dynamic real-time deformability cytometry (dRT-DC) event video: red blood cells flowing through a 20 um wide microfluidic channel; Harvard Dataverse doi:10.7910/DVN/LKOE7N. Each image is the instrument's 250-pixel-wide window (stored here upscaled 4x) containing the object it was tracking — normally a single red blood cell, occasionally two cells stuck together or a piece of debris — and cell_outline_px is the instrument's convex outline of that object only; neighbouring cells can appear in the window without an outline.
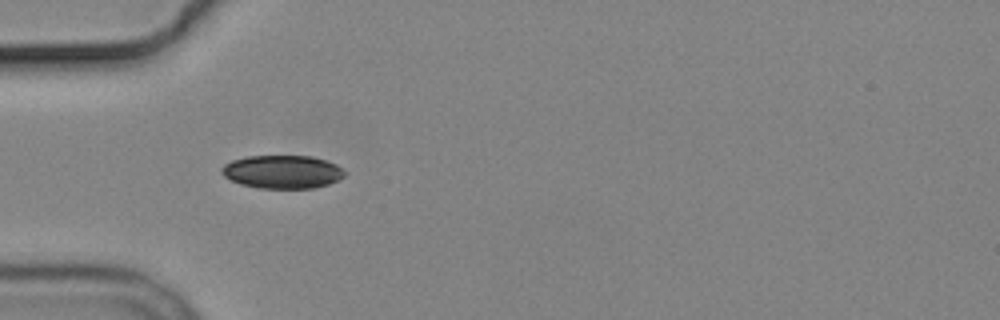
{"species": "common noctule bat (a hibernating species)", "species_latin": "Nyctalus noctula", "temperature_condition": "cold", "stored_images_in_passage": 2, "camera_frame_rate_fps": 3000, "um_per_image_px": 0.085, "animal": {"sex": "male", "body_mass_g": 19.2, "forearm_length_mm": 51.8}, "frame": {"image": 1, "passage_image": 2, "time_ms": 1.0, "image_size_px": [1000, 320], "cell_outline_px": [[344, 176], [328, 184], [312, 188], [260, 188], [240, 184], [224, 176], [220, 172], [220, 168], [224, 164], [232, 160], [248, 156], [312, 156], [336, 164], [344, 172]], "centroid_in_image_um": [23.95, 14.6], "position_along_channel_um": 61.0, "area_um2": 23.64}}